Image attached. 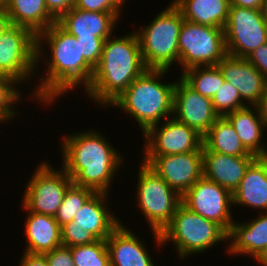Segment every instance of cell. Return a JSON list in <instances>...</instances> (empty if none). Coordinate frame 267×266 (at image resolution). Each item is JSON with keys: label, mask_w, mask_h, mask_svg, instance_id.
Returning <instances> with one entry per match:
<instances>
[{"label": "cell", "mask_w": 267, "mask_h": 266, "mask_svg": "<svg viewBox=\"0 0 267 266\" xmlns=\"http://www.w3.org/2000/svg\"><path fill=\"white\" fill-rule=\"evenodd\" d=\"M45 45L48 47L45 48ZM36 59V70L39 71L42 67L39 66L40 62L46 66V70L41 68L44 70V76L42 73L41 77L38 76L39 82H33L36 87L30 91L31 95L27 96H31L30 100L41 103V106L51 107L50 105L56 104L58 98L61 99L60 96L63 97L68 91L73 93L76 89H85L90 84L94 69L84 60L80 42L57 22L37 35Z\"/></svg>", "instance_id": "1"}, {"label": "cell", "mask_w": 267, "mask_h": 266, "mask_svg": "<svg viewBox=\"0 0 267 266\" xmlns=\"http://www.w3.org/2000/svg\"><path fill=\"white\" fill-rule=\"evenodd\" d=\"M99 130L65 133L61 137V166L73 183L95 192L112 193L113 180L124 166V156ZM63 138V139H62Z\"/></svg>", "instance_id": "2"}, {"label": "cell", "mask_w": 267, "mask_h": 266, "mask_svg": "<svg viewBox=\"0 0 267 266\" xmlns=\"http://www.w3.org/2000/svg\"><path fill=\"white\" fill-rule=\"evenodd\" d=\"M146 69L136 32L119 37L114 34L104 41L100 61L84 93L89 101L108 110Z\"/></svg>", "instance_id": "3"}, {"label": "cell", "mask_w": 267, "mask_h": 266, "mask_svg": "<svg viewBox=\"0 0 267 266\" xmlns=\"http://www.w3.org/2000/svg\"><path fill=\"white\" fill-rule=\"evenodd\" d=\"M166 69H146L109 106L138 123L143 135L151 126L173 117L175 81L166 82ZM161 80V81H160Z\"/></svg>", "instance_id": "4"}, {"label": "cell", "mask_w": 267, "mask_h": 266, "mask_svg": "<svg viewBox=\"0 0 267 266\" xmlns=\"http://www.w3.org/2000/svg\"><path fill=\"white\" fill-rule=\"evenodd\" d=\"M183 21L181 10L171 1L150 23L135 31L147 69H176L174 65L179 64V35Z\"/></svg>", "instance_id": "5"}, {"label": "cell", "mask_w": 267, "mask_h": 266, "mask_svg": "<svg viewBox=\"0 0 267 266\" xmlns=\"http://www.w3.org/2000/svg\"><path fill=\"white\" fill-rule=\"evenodd\" d=\"M160 235L163 247L168 242L174 246L179 263L190 259L191 255L206 253L221 242H226L228 247V233L219 224L189 210L182 203Z\"/></svg>", "instance_id": "6"}, {"label": "cell", "mask_w": 267, "mask_h": 266, "mask_svg": "<svg viewBox=\"0 0 267 266\" xmlns=\"http://www.w3.org/2000/svg\"><path fill=\"white\" fill-rule=\"evenodd\" d=\"M139 165L135 203L148 223L154 244L162 248L160 233L171 222L182 197L147 164Z\"/></svg>", "instance_id": "7"}, {"label": "cell", "mask_w": 267, "mask_h": 266, "mask_svg": "<svg viewBox=\"0 0 267 266\" xmlns=\"http://www.w3.org/2000/svg\"><path fill=\"white\" fill-rule=\"evenodd\" d=\"M110 198L108 193L95 192L78 210L74 220L61 227L62 245L73 247L106 240L122 223L107 205Z\"/></svg>", "instance_id": "8"}, {"label": "cell", "mask_w": 267, "mask_h": 266, "mask_svg": "<svg viewBox=\"0 0 267 266\" xmlns=\"http://www.w3.org/2000/svg\"><path fill=\"white\" fill-rule=\"evenodd\" d=\"M226 55L224 29L183 21L176 65L180 73L196 66H215Z\"/></svg>", "instance_id": "9"}, {"label": "cell", "mask_w": 267, "mask_h": 266, "mask_svg": "<svg viewBox=\"0 0 267 266\" xmlns=\"http://www.w3.org/2000/svg\"><path fill=\"white\" fill-rule=\"evenodd\" d=\"M42 161L25 184L20 203L31 212L55 217L73 181L63 168L54 169L47 159Z\"/></svg>", "instance_id": "10"}, {"label": "cell", "mask_w": 267, "mask_h": 266, "mask_svg": "<svg viewBox=\"0 0 267 266\" xmlns=\"http://www.w3.org/2000/svg\"><path fill=\"white\" fill-rule=\"evenodd\" d=\"M36 54L37 36L28 28L12 24L0 35V74L23 86L31 83L38 73Z\"/></svg>", "instance_id": "11"}, {"label": "cell", "mask_w": 267, "mask_h": 266, "mask_svg": "<svg viewBox=\"0 0 267 266\" xmlns=\"http://www.w3.org/2000/svg\"><path fill=\"white\" fill-rule=\"evenodd\" d=\"M224 36L227 54L240 58L267 43V26L260 10L230 6Z\"/></svg>", "instance_id": "12"}, {"label": "cell", "mask_w": 267, "mask_h": 266, "mask_svg": "<svg viewBox=\"0 0 267 266\" xmlns=\"http://www.w3.org/2000/svg\"><path fill=\"white\" fill-rule=\"evenodd\" d=\"M142 137L144 145L141 155L143 156H166L203 151V136L174 117L151 126Z\"/></svg>", "instance_id": "13"}, {"label": "cell", "mask_w": 267, "mask_h": 266, "mask_svg": "<svg viewBox=\"0 0 267 266\" xmlns=\"http://www.w3.org/2000/svg\"><path fill=\"white\" fill-rule=\"evenodd\" d=\"M189 210L219 224L227 233L234 223L232 193L202 176L183 196Z\"/></svg>", "instance_id": "14"}, {"label": "cell", "mask_w": 267, "mask_h": 266, "mask_svg": "<svg viewBox=\"0 0 267 266\" xmlns=\"http://www.w3.org/2000/svg\"><path fill=\"white\" fill-rule=\"evenodd\" d=\"M141 159L181 197L203 176V151Z\"/></svg>", "instance_id": "15"}, {"label": "cell", "mask_w": 267, "mask_h": 266, "mask_svg": "<svg viewBox=\"0 0 267 266\" xmlns=\"http://www.w3.org/2000/svg\"><path fill=\"white\" fill-rule=\"evenodd\" d=\"M173 117L204 136L220 116L211 98L197 93L179 76L175 81Z\"/></svg>", "instance_id": "16"}, {"label": "cell", "mask_w": 267, "mask_h": 266, "mask_svg": "<svg viewBox=\"0 0 267 266\" xmlns=\"http://www.w3.org/2000/svg\"><path fill=\"white\" fill-rule=\"evenodd\" d=\"M224 80L230 82L248 106H257L267 81L246 58L226 55L218 64Z\"/></svg>", "instance_id": "17"}, {"label": "cell", "mask_w": 267, "mask_h": 266, "mask_svg": "<svg viewBox=\"0 0 267 266\" xmlns=\"http://www.w3.org/2000/svg\"><path fill=\"white\" fill-rule=\"evenodd\" d=\"M139 236L123 222L110 234L106 239L110 266H157L144 244L147 242Z\"/></svg>", "instance_id": "18"}, {"label": "cell", "mask_w": 267, "mask_h": 266, "mask_svg": "<svg viewBox=\"0 0 267 266\" xmlns=\"http://www.w3.org/2000/svg\"><path fill=\"white\" fill-rule=\"evenodd\" d=\"M255 216L246 222L234 221L228 233V247H223L228 256L245 255L255 260L267 247V212Z\"/></svg>", "instance_id": "19"}, {"label": "cell", "mask_w": 267, "mask_h": 266, "mask_svg": "<svg viewBox=\"0 0 267 266\" xmlns=\"http://www.w3.org/2000/svg\"><path fill=\"white\" fill-rule=\"evenodd\" d=\"M121 14L89 12L72 7L57 23L75 37H110L114 35Z\"/></svg>", "instance_id": "20"}, {"label": "cell", "mask_w": 267, "mask_h": 266, "mask_svg": "<svg viewBox=\"0 0 267 266\" xmlns=\"http://www.w3.org/2000/svg\"><path fill=\"white\" fill-rule=\"evenodd\" d=\"M256 158V156H232L216 152H203V176L233 194L247 168Z\"/></svg>", "instance_id": "21"}, {"label": "cell", "mask_w": 267, "mask_h": 266, "mask_svg": "<svg viewBox=\"0 0 267 266\" xmlns=\"http://www.w3.org/2000/svg\"><path fill=\"white\" fill-rule=\"evenodd\" d=\"M20 205L27 213L23 224L26 247L22 252L44 255L62 246L61 227L55 217L31 212L22 203Z\"/></svg>", "instance_id": "22"}, {"label": "cell", "mask_w": 267, "mask_h": 266, "mask_svg": "<svg viewBox=\"0 0 267 266\" xmlns=\"http://www.w3.org/2000/svg\"><path fill=\"white\" fill-rule=\"evenodd\" d=\"M224 117L233 126L243 146L251 154L256 157H267V142L264 141L267 140L264 138L267 136V125L257 106H245Z\"/></svg>", "instance_id": "23"}, {"label": "cell", "mask_w": 267, "mask_h": 266, "mask_svg": "<svg viewBox=\"0 0 267 266\" xmlns=\"http://www.w3.org/2000/svg\"><path fill=\"white\" fill-rule=\"evenodd\" d=\"M232 196L233 207L267 212V157H257L249 165Z\"/></svg>", "instance_id": "24"}, {"label": "cell", "mask_w": 267, "mask_h": 266, "mask_svg": "<svg viewBox=\"0 0 267 266\" xmlns=\"http://www.w3.org/2000/svg\"><path fill=\"white\" fill-rule=\"evenodd\" d=\"M3 5L13 25L28 28L36 36L57 22L46 7V0H6Z\"/></svg>", "instance_id": "25"}, {"label": "cell", "mask_w": 267, "mask_h": 266, "mask_svg": "<svg viewBox=\"0 0 267 266\" xmlns=\"http://www.w3.org/2000/svg\"><path fill=\"white\" fill-rule=\"evenodd\" d=\"M186 21L224 29L229 17V0H172Z\"/></svg>", "instance_id": "26"}, {"label": "cell", "mask_w": 267, "mask_h": 266, "mask_svg": "<svg viewBox=\"0 0 267 266\" xmlns=\"http://www.w3.org/2000/svg\"><path fill=\"white\" fill-rule=\"evenodd\" d=\"M203 152L254 156L243 146L237 132L224 116L219 117L203 136Z\"/></svg>", "instance_id": "27"}, {"label": "cell", "mask_w": 267, "mask_h": 266, "mask_svg": "<svg viewBox=\"0 0 267 266\" xmlns=\"http://www.w3.org/2000/svg\"><path fill=\"white\" fill-rule=\"evenodd\" d=\"M180 77L197 93L211 99L225 82L217 65L192 67L181 72Z\"/></svg>", "instance_id": "28"}, {"label": "cell", "mask_w": 267, "mask_h": 266, "mask_svg": "<svg viewBox=\"0 0 267 266\" xmlns=\"http://www.w3.org/2000/svg\"><path fill=\"white\" fill-rule=\"evenodd\" d=\"M18 86V88H17ZM20 84L9 76L0 74V126L10 123L18 118V108L16 105L23 100L24 92L21 91ZM21 92L23 94H21Z\"/></svg>", "instance_id": "29"}, {"label": "cell", "mask_w": 267, "mask_h": 266, "mask_svg": "<svg viewBox=\"0 0 267 266\" xmlns=\"http://www.w3.org/2000/svg\"><path fill=\"white\" fill-rule=\"evenodd\" d=\"M95 193L93 189L75 185L72 183L63 198V202L58 209L55 219L60 227L74 220L78 210Z\"/></svg>", "instance_id": "30"}, {"label": "cell", "mask_w": 267, "mask_h": 266, "mask_svg": "<svg viewBox=\"0 0 267 266\" xmlns=\"http://www.w3.org/2000/svg\"><path fill=\"white\" fill-rule=\"evenodd\" d=\"M75 266H110L106 240L70 247Z\"/></svg>", "instance_id": "31"}, {"label": "cell", "mask_w": 267, "mask_h": 266, "mask_svg": "<svg viewBox=\"0 0 267 266\" xmlns=\"http://www.w3.org/2000/svg\"><path fill=\"white\" fill-rule=\"evenodd\" d=\"M212 104L215 112L223 117L226 114L237 109L248 106L241 98L237 89L230 82H224L223 86L212 98Z\"/></svg>", "instance_id": "32"}, {"label": "cell", "mask_w": 267, "mask_h": 266, "mask_svg": "<svg viewBox=\"0 0 267 266\" xmlns=\"http://www.w3.org/2000/svg\"><path fill=\"white\" fill-rule=\"evenodd\" d=\"M108 37H76L84 60L94 69L101 58L103 43Z\"/></svg>", "instance_id": "33"}, {"label": "cell", "mask_w": 267, "mask_h": 266, "mask_svg": "<svg viewBox=\"0 0 267 266\" xmlns=\"http://www.w3.org/2000/svg\"><path fill=\"white\" fill-rule=\"evenodd\" d=\"M128 0H75L74 7L89 12L122 13Z\"/></svg>", "instance_id": "34"}, {"label": "cell", "mask_w": 267, "mask_h": 266, "mask_svg": "<svg viewBox=\"0 0 267 266\" xmlns=\"http://www.w3.org/2000/svg\"><path fill=\"white\" fill-rule=\"evenodd\" d=\"M44 255L49 266H75L70 247L62 245Z\"/></svg>", "instance_id": "35"}, {"label": "cell", "mask_w": 267, "mask_h": 266, "mask_svg": "<svg viewBox=\"0 0 267 266\" xmlns=\"http://www.w3.org/2000/svg\"><path fill=\"white\" fill-rule=\"evenodd\" d=\"M246 59L254 65L267 81V43L255 49Z\"/></svg>", "instance_id": "36"}, {"label": "cell", "mask_w": 267, "mask_h": 266, "mask_svg": "<svg viewBox=\"0 0 267 266\" xmlns=\"http://www.w3.org/2000/svg\"><path fill=\"white\" fill-rule=\"evenodd\" d=\"M75 0H46L49 13L58 21L66 12L74 7Z\"/></svg>", "instance_id": "37"}, {"label": "cell", "mask_w": 267, "mask_h": 266, "mask_svg": "<svg viewBox=\"0 0 267 266\" xmlns=\"http://www.w3.org/2000/svg\"><path fill=\"white\" fill-rule=\"evenodd\" d=\"M18 266H49L45 255L22 252Z\"/></svg>", "instance_id": "38"}, {"label": "cell", "mask_w": 267, "mask_h": 266, "mask_svg": "<svg viewBox=\"0 0 267 266\" xmlns=\"http://www.w3.org/2000/svg\"><path fill=\"white\" fill-rule=\"evenodd\" d=\"M230 6L258 9L262 5L263 0H229Z\"/></svg>", "instance_id": "39"}, {"label": "cell", "mask_w": 267, "mask_h": 266, "mask_svg": "<svg viewBox=\"0 0 267 266\" xmlns=\"http://www.w3.org/2000/svg\"><path fill=\"white\" fill-rule=\"evenodd\" d=\"M12 25L4 5L0 3V35Z\"/></svg>", "instance_id": "40"}, {"label": "cell", "mask_w": 267, "mask_h": 266, "mask_svg": "<svg viewBox=\"0 0 267 266\" xmlns=\"http://www.w3.org/2000/svg\"><path fill=\"white\" fill-rule=\"evenodd\" d=\"M257 107L267 125V84Z\"/></svg>", "instance_id": "41"}, {"label": "cell", "mask_w": 267, "mask_h": 266, "mask_svg": "<svg viewBox=\"0 0 267 266\" xmlns=\"http://www.w3.org/2000/svg\"><path fill=\"white\" fill-rule=\"evenodd\" d=\"M255 262L259 263L260 266H267V247L255 259Z\"/></svg>", "instance_id": "42"}, {"label": "cell", "mask_w": 267, "mask_h": 266, "mask_svg": "<svg viewBox=\"0 0 267 266\" xmlns=\"http://www.w3.org/2000/svg\"><path fill=\"white\" fill-rule=\"evenodd\" d=\"M260 12H261L263 21L267 26V0H263L262 5L260 7Z\"/></svg>", "instance_id": "43"}, {"label": "cell", "mask_w": 267, "mask_h": 266, "mask_svg": "<svg viewBox=\"0 0 267 266\" xmlns=\"http://www.w3.org/2000/svg\"><path fill=\"white\" fill-rule=\"evenodd\" d=\"M6 0H0V3L4 4Z\"/></svg>", "instance_id": "44"}]
</instances>
